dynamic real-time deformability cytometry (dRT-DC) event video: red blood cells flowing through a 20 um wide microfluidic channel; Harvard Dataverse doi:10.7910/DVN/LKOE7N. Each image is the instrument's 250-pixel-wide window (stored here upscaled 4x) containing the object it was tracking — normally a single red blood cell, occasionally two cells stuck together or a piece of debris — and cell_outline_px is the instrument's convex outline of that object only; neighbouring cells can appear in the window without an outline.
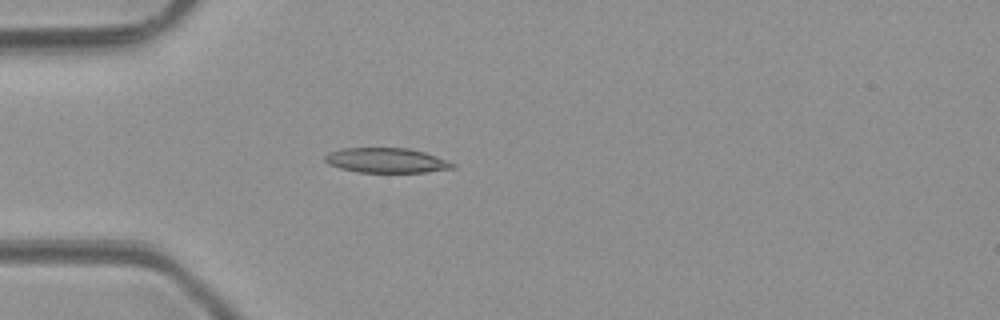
{"species": "common noctule bat (a hibernating species)", "species_latin": "Nyctalus noctula", "temperature_condition": "room temperature", "stored_images_in_passage": 4, "camera_frame_rate_fps": 3000, "um_per_image_px": 0.085, "animal": {"sex": "male", "body_mass_g": 23.1, "forearm_length_mm": 52.7}, "frame": {"image": 1, "passage_image": 4, "time_ms": 3.667, "image_size_px": [1000, 320], "cell_outline_px": [[456, 168], [424, 172], [360, 172], [340, 168], [328, 164], [324, 160], [324, 156], [332, 152], [344, 148], [408, 148], [424, 152], [436, 156], [456, 164]], "centroid_in_image_um": [32.87, 13.63], "position_along_channel_um": 52.1, "area_um2": 18.32}}